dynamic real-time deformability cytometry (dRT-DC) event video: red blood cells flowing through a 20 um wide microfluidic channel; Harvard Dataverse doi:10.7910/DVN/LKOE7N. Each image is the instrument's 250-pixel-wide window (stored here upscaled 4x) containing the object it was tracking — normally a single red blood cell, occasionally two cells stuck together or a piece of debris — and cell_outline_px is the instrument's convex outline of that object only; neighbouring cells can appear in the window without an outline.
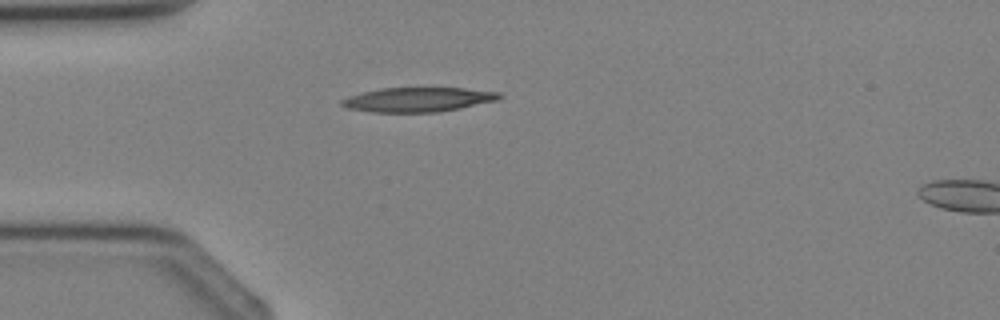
{"species": "Egyptian fruit bat (a non-hibernating species)", "species_latin": "Rousettus aegyptiacus", "temperature_condition": "cold", "stored_images_in_passage": 3, "camera_frame_rate_fps": 3000, "um_per_image_px": 0.085, "animal": {"sex": "female"}, "frame": {"image": 1, "passage_image": 2, "time_ms": 2.0, "image_size_px": [1000, 320], "cell_outline_px": [[504, 96], [496, 100], [460, 108], [440, 112], [372, 112], [348, 108], [340, 104], [340, 100], [348, 96], [380, 88], [464, 88], [500, 92]], "centroid_in_image_um": [35.53, 8.46], "position_along_channel_um": 49.5, "area_um2": 22.37}}